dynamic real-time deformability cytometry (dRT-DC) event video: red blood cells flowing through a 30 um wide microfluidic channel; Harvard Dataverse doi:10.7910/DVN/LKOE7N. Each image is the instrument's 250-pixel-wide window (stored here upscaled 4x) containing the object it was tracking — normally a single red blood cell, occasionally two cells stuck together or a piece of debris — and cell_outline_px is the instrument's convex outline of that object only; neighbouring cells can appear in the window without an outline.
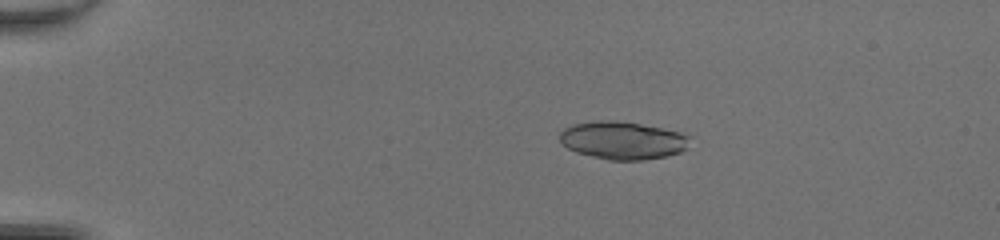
{"species": "common noctule bat (a hibernating species)", "species_latin": "Nyctalus noctula", "temperature_condition": "room temperature", "stored_images_in_passage": 49, "camera_frame_rate_fps": 3000, "um_per_image_px": 0.085, "animal": {"sex": "female", "body_mass_g": 20.0, "forearm_length_mm": 54.0}, "frame": {"image": 1, "passage_image": 11, "time_ms": 3.333, "image_size_px": [1000, 240], "cell_outline_px": [[696, 136], [688, 148], [680, 152], [664, 156], [644, 160], [608, 160], [576, 152], [568, 148], [560, 140], [560, 132], [564, 128], [572, 124], [596, 120], [612, 120], [640, 124], [664, 128]], "centroid_in_image_um": [53.0, 11.92], "position_along_channel_um": 32.0, "area_um2": 29.07}}